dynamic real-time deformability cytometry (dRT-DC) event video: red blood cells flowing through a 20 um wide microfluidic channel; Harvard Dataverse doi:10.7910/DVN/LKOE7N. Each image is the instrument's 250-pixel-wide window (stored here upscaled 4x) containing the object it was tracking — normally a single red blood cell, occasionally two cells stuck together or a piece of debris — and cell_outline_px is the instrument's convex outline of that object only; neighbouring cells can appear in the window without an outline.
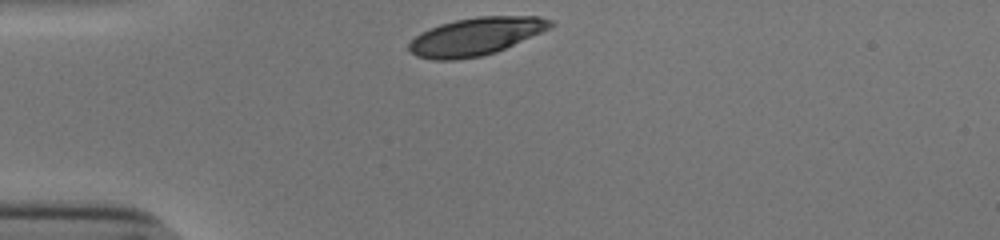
{"species": "human", "species_latin": "Homo sapiens", "temperature_condition": "cold", "stored_images_in_passage": 30, "camera_frame_rate_fps": 3000, "um_per_image_px": 0.085, "donor": {"sex": "male"}, "frame": {"image": 1, "passage_image": 1, "time_ms": 0.0, "image_size_px": [1000, 240], "cell_outline_px": [[556, 24], [540, 32], [496, 52], [480, 56], [456, 60], [432, 60], [416, 56], [408, 48], [408, 44], [420, 32], [440, 24], [456, 20], [476, 16], [540, 16], [556, 20]], "centroid_in_image_um": [40.44, 3.09], "position_along_channel_um": 44.6, "area_um2": 31.04}}
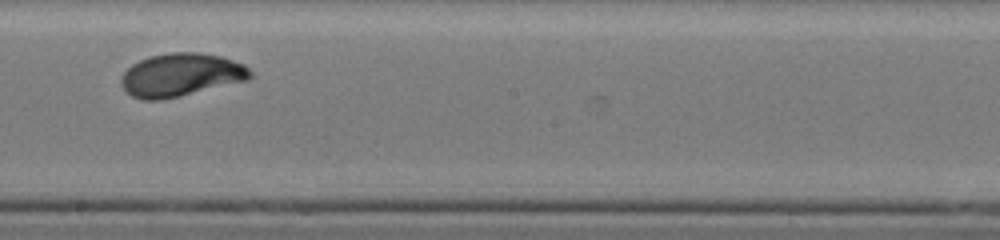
{"frame": {"image": 2, "passage_image": 18, "time_ms": 5.667, "image_size_px": [1000, 240], "cell_outline_px": [[252, 76], [248, 80], [180, 96], [160, 100], [144, 100], [132, 96], [124, 92], [120, 84], [120, 76], [132, 64], [148, 56], [168, 52], [200, 52], [220, 56], [244, 64], [252, 72]], "centroid_in_image_um": [15.34, 6.36], "position_along_channel_um": 232.9, "area_um2": 32.71}}
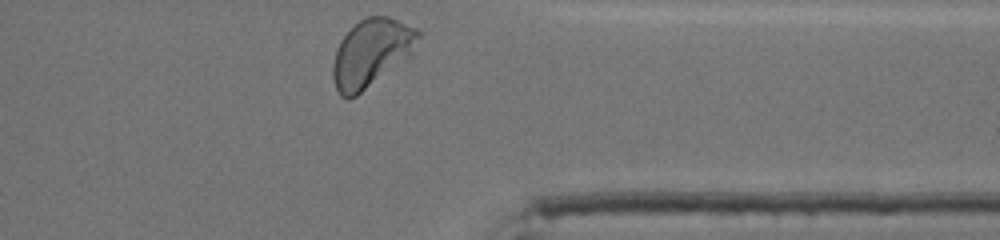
{"frame": {"image": 3, "passage_image": 30, "time_ms": 9.667, "image_size_px": [1000, 240], "cell_outline_px": [[420, 36], [412, 56], [356, 96], [348, 100], [340, 96], [336, 88], [332, 76], [332, 64], [336, 48], [340, 40], [360, 20], [368, 16], [388, 16], [416, 28], [420, 32]], "centroid_in_image_um": [31.57, 4.52], "position_along_channel_um": 379.8, "area_um2": 33.87}, "authors_computed_cell_mechanics": {"area_um2": 31.6744, "velocity_mm_per_s": 3.805, "shape_relaxation_time_tau1_ms": 2.6821, "shape_relaxation_time_tau2_ms": null, "deformation_change_tau1": 0.1351, "deformation_change_tau2": null}}